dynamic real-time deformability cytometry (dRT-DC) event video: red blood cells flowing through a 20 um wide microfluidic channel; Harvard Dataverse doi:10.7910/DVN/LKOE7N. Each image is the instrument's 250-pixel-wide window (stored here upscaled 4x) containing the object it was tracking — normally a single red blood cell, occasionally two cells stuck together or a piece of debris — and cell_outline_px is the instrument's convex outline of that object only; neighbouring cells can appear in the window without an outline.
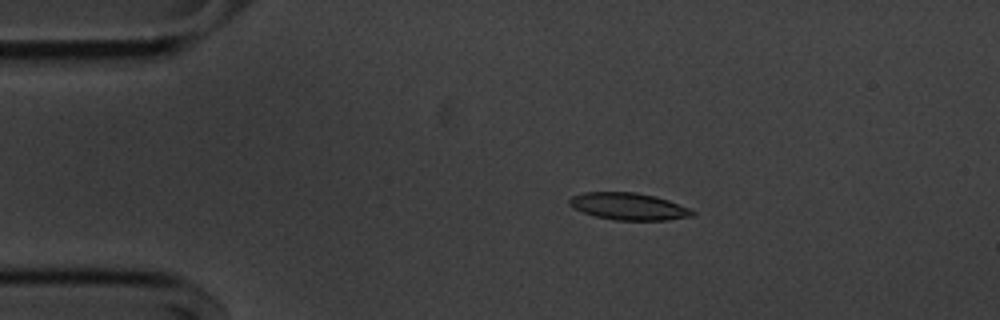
{"species": "common noctule bat (a hibernating species)", "species_latin": "Nyctalus noctula", "temperature_condition": "cold", "stored_images_in_passage": 55, "camera_frame_rate_fps": 3000, "um_per_image_px": 0.085, "animal": {"sex": "male", "body_mass_g": 20.1, "forearm_length_mm": 53.5}, "frame": {"image": 1, "passage_image": 10, "time_ms": 3.0, "image_size_px": [1000, 320], "cell_outline_px": [[696, 212], [692, 216], [668, 220], [616, 220], [596, 216], [584, 212], [568, 204], [568, 200], [572, 196], [584, 192], [636, 192], [656, 196], [668, 200], [688, 208]], "centroid_in_image_um": [53.44, 17.54], "position_along_channel_um": 31.6, "area_um2": 19.25}}
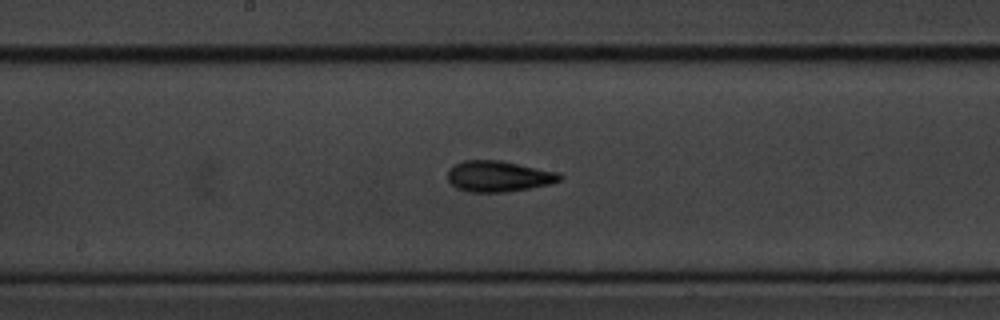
{"frame": {"image": 2, "passage_image": 28, "time_ms": 9.0, "image_size_px": [1000, 320], "cell_outline_px": [[564, 176], [560, 180], [552, 184], [504, 192], [468, 192], [456, 188], [448, 180], [448, 168], [464, 160], [500, 160], [560, 172]], "centroid_in_image_um": [42.4, 14.98], "position_along_channel_um": 205.8, "area_um2": 20.35}}
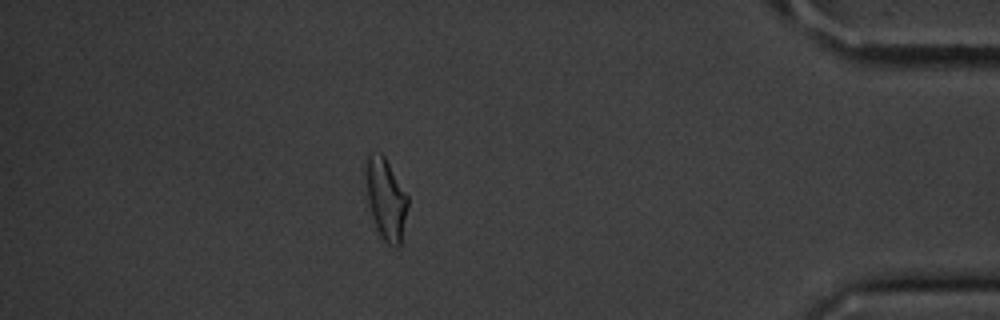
{"frame": {"image": 3, "passage_image": 48, "time_ms": 15.667, "image_size_px": [1000, 320], "cell_outline_px": [[408, 208], [400, 244], [396, 248], [388, 244], [380, 236], [376, 228], [368, 204], [364, 172], [368, 156], [380, 152], [384, 156], [408, 196]], "centroid_in_image_um": [32.79, 16.94], "position_along_channel_um": 402.4, "area_um2": 19.83}, "authors_computed_cell_mechanics": {"area_um2": 19.4208, "velocity_mm_per_s": 3.6082, "shape_relaxation_time_tau1_ms": 3.7488, "shape_relaxation_time_tau2_ms": 2.4552, "deformation_change_tau1": 0.1583, "deformation_change_tau2": 0.1086}}